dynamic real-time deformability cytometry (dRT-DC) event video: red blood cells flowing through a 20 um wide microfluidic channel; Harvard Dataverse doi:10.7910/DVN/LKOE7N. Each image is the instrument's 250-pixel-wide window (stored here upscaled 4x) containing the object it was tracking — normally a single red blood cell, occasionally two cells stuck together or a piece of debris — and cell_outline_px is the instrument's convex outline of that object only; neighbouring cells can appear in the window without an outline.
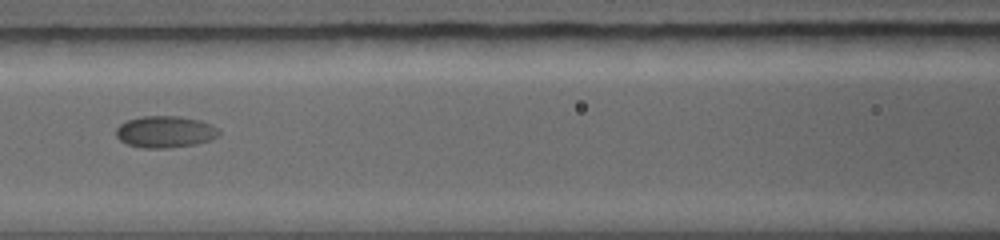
{"species": "common noctule bat (a hibernating species)", "species_latin": "Nyctalus noctula", "temperature_condition": "warm", "stored_images_in_passage": 15, "segment_of_instrument_passage": [1, 2], "camera_frame_rate_fps": 5000, "um_per_image_px": 0.085, "animal": {"sex": "female", "body_mass_g": 19.0, "forearm_length_mm": 56.7}, "frame": {"image": 1, "passage_image": 5, "time_ms": 4.0, "image_size_px": [1000, 240], "cell_outline_px": [[220, 136], [196, 144], [168, 148], [144, 148], [128, 144], [120, 140], [116, 136], [116, 128], [120, 124], [128, 120], [144, 116], [176, 116], [200, 120], [212, 124], [220, 132]], "centroid_in_image_um": [14.05, 11.2], "position_along_channel_um": 152.6, "area_um2": 18.96}}
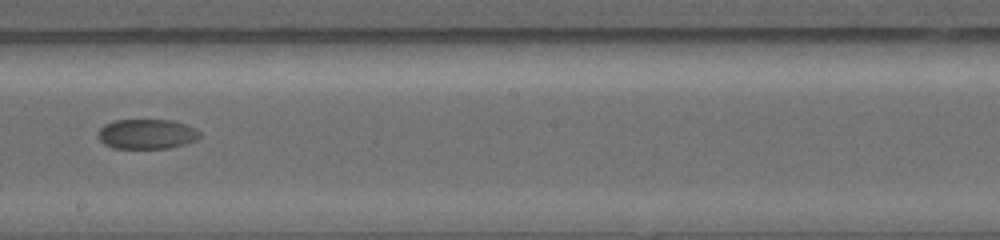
{"frame": {"image": 2, "passage_image": 7, "time_ms": 6.0, "image_size_px": [1000, 240], "cell_outline_px": [[200, 136], [196, 140], [184, 144], [168, 148], [112, 148], [104, 144], [100, 140], [100, 128], [104, 124], [116, 120], [172, 120], [184, 124], [200, 132]], "centroid_in_image_um": [12.47, 11.39], "position_along_channel_um": 235.7, "area_um2": 17.46}}
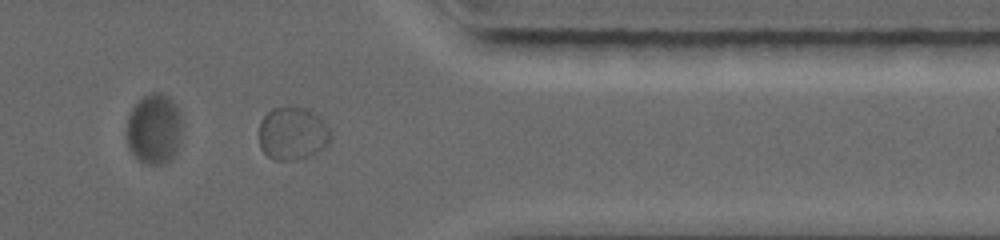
{"frame": {"image": 3, "passage_image": 11, "time_ms": 9.8, "image_size_px": [1000, 240], "cell_outline_px": [[328, 144], [324, 148], [308, 156], [296, 160], [272, 160], [260, 148], [260, 120], [272, 108], [300, 108], [316, 116], [328, 128]], "centroid_in_image_um": [24.8, 11.4], "position_along_channel_um": 386.6, "area_um2": 21.33}}